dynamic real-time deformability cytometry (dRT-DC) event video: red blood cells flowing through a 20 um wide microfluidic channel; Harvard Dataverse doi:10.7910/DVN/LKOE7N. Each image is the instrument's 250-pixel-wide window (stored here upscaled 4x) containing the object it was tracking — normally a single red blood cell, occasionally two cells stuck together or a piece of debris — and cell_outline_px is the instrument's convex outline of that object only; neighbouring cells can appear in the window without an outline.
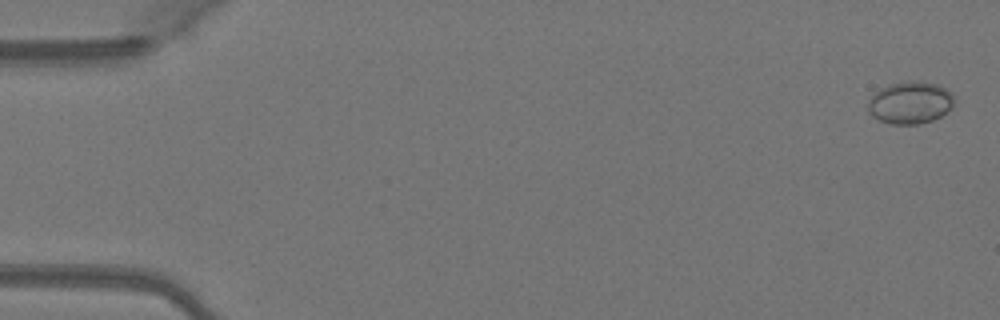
{"species": "Egyptian fruit bat (a non-hibernating species)", "species_latin": "Rousettus aegyptiacus", "temperature_condition": "warm", "stored_images_in_passage": 49, "camera_frame_rate_fps": 3000, "um_per_image_px": 0.085, "animal": {"sex": "female"}, "frame": {"image": 1, "passage_image": 1, "time_ms": 0.0, "image_size_px": [1000, 320], "cell_outline_px": [[956, 104], [952, 108], [940, 116], [932, 120], [920, 124], [892, 124], [880, 120], [872, 116], [868, 112], [868, 104], [872, 96], [876, 92], [888, 84], [908, 80], [920, 80], [940, 84], [952, 92]], "centroid_in_image_um": [77.42, 8.7], "position_along_channel_um": 7.6, "area_um2": 21.62}}
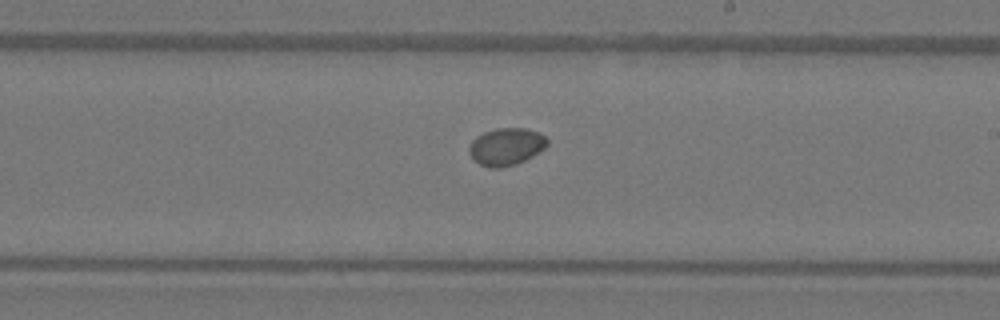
{"frame": {"image": 2, "passage_image": 29, "time_ms": 9.333, "image_size_px": [1000, 320], "cell_outline_px": [[548, 144], [544, 148], [532, 156], [516, 164], [500, 168], [488, 168], [472, 160], [468, 152], [468, 148], [472, 140], [476, 136], [484, 132], [496, 128], [524, 128], [540, 132], [548, 140]], "centroid_in_image_um": [42.99, 12.46], "position_along_channel_um": 246.0, "area_um2": 17.17}}
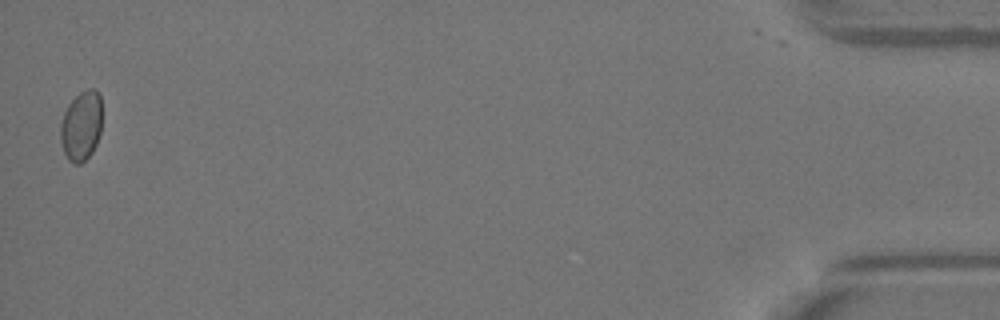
{"frame": {"image": 3, "passage_image": 49, "time_ms": 16.0, "image_size_px": [1000, 320], "cell_outline_px": [[100, 132], [96, 144], [92, 152], [80, 164], [76, 164], [68, 160], [64, 152], [60, 140], [60, 124], [64, 112], [68, 104], [80, 92], [88, 88], [96, 88], [100, 92]], "centroid_in_image_um": [6.89, 10.68], "position_along_channel_um": 428.3, "area_um2": 16.88}, "authors_computed_cell_mechanics": {"area_um2": 16.9932, "velocity_mm_per_s": 4.1031, "shape_relaxation_time_tau1_ms": null, "shape_relaxation_time_tau2_ms": 2.086, "deformation_change_tau1": null, "deformation_change_tau2": 0.0181}}